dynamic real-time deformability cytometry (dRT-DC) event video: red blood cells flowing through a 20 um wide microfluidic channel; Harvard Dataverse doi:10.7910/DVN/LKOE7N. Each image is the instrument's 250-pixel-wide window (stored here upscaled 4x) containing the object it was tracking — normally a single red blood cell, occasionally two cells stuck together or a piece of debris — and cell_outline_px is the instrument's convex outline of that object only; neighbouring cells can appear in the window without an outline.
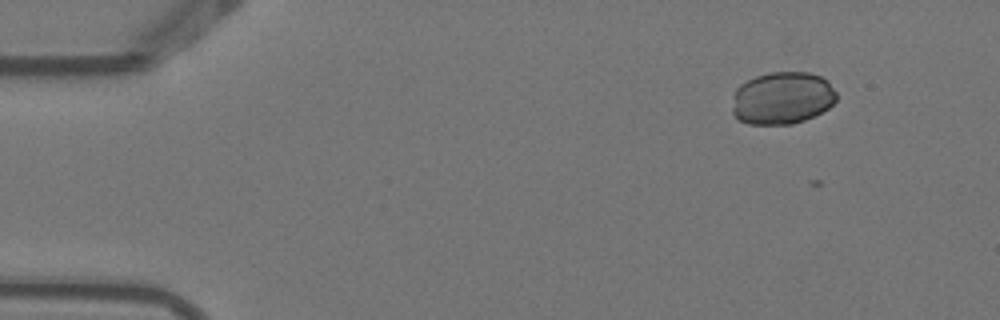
{"species": "Egyptian fruit bat (a non-hibernating species)", "species_latin": "Rousettus aegyptiacus", "temperature_condition": "warm", "stored_images_in_passage": 5, "camera_frame_rate_fps": 3000, "um_per_image_px": 0.085, "animal": {"sex": "female"}, "frame": {"image": 1, "passage_image": 2, "time_ms": 0.333, "image_size_px": [1000, 320], "cell_outline_px": [[836, 100], [828, 108], [804, 120], [792, 124], [748, 124], [740, 120], [732, 112], [732, 96], [736, 88], [740, 84], [756, 76], [768, 72], [808, 72], [820, 76], [828, 80], [836, 92]], "centroid_in_image_um": [66.47, 8.32], "position_along_channel_um": 18.5, "area_um2": 32.02}}